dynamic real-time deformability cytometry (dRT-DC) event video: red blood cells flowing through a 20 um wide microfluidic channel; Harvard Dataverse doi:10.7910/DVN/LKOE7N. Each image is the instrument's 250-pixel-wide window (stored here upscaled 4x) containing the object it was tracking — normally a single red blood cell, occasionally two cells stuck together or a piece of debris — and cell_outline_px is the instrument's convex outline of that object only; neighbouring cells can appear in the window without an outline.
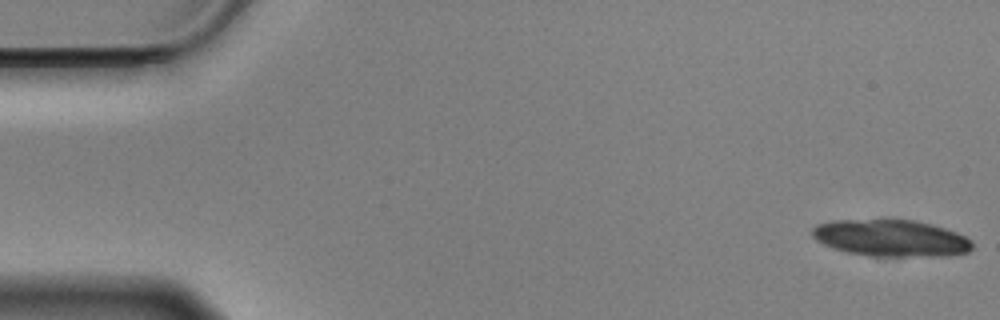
{"species": "Egyptian fruit bat (a non-hibernating species)", "species_latin": "Rousettus aegyptiacus", "temperature_condition": "cold", "stored_images_in_passage": 25, "camera_frame_rate_fps": 3000, "um_per_image_px": 0.085, "animal": {"sex": "male"}, "frame": {"image": 1, "passage_image": 1, "time_ms": 0.0, "image_size_px": [1000, 320], "cell_outline_px": [[972, 248], [968, 252], [944, 256], [872, 256], [848, 252], [832, 248], [816, 240], [812, 236], [812, 228], [816, 224], [832, 220], [880, 216], [888, 216], [916, 220], [932, 224], [956, 232], [972, 240]], "centroid_in_image_um": [75.68, 20.17], "position_along_channel_um": 9.3, "area_um2": 35.6}}